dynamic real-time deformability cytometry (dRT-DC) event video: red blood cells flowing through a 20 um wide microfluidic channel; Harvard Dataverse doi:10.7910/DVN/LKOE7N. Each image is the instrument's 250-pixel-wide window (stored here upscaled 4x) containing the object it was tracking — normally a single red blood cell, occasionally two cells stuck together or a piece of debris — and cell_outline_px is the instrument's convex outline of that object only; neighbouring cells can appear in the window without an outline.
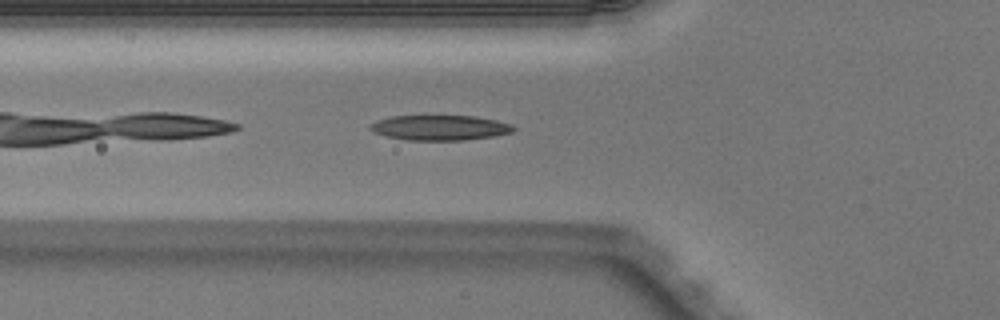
{"species": "Egyptian fruit bat (a non-hibernating species)", "species_latin": "Rousettus aegyptiacus", "temperature_condition": "warm", "stored_images_in_passage": 21, "camera_frame_rate_fps": 3000, "um_per_image_px": 0.085, "animal": {"sex": "male"}, "frame": {"image": 1, "passage_image": 2, "time_ms": 0.333, "image_size_px": [1000, 320], "cell_outline_px": [[516, 128], [512, 132], [492, 136], [464, 140], [408, 140], [388, 136], [372, 132], [368, 128], [368, 124], [376, 120], [392, 116], [476, 116], [496, 120], [512, 124]], "centroid_in_image_um": [37.36, 10.85], "position_along_channel_um": 88.4, "area_um2": 20.98}}
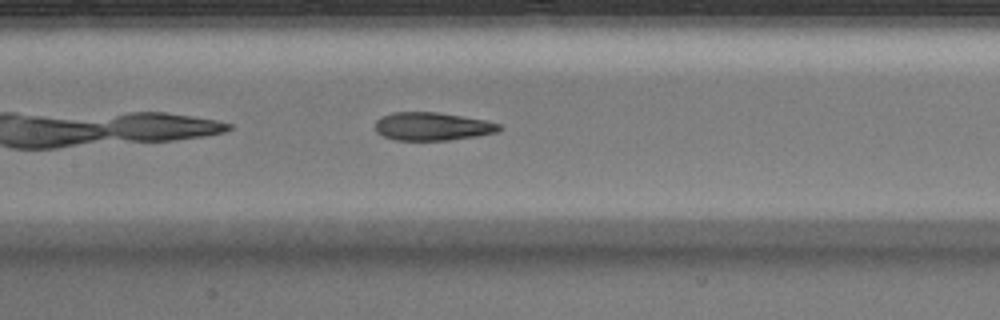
{"frame": {"image": 2, "passage_image": 8, "time_ms": 2.333, "image_size_px": [1000, 320], "cell_outline_px": [[504, 128], [500, 132], [476, 136], [448, 140], [396, 140], [384, 136], [376, 132], [376, 120], [380, 116], [392, 112], [436, 112], [484, 120], [500, 124]], "centroid_in_image_um": [36.76, 10.74], "position_along_channel_um": 170.6, "area_um2": 20.35}}
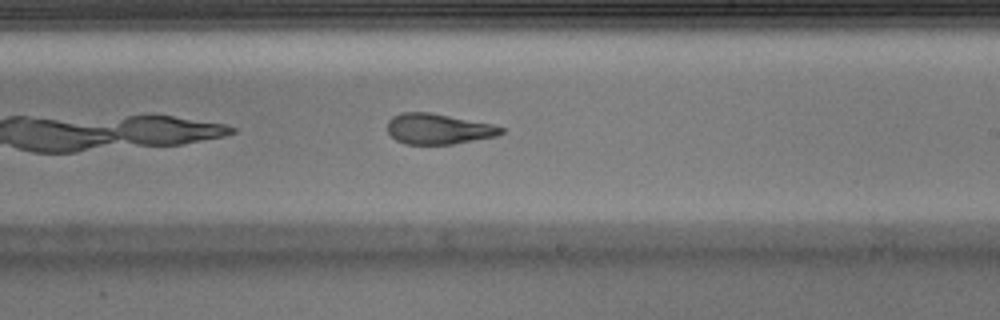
{"frame": {"image": 3, "passage_image": 14, "time_ms": 4.333, "image_size_px": [1000, 320], "cell_outline_px": [[504, 132], [500, 136], [452, 144], [404, 144], [396, 140], [388, 132], [388, 120], [392, 116], [400, 112], [428, 112], [492, 124], [504, 128]], "centroid_in_image_um": [37.26, 10.96], "position_along_channel_um": 251.7, "area_um2": 20.29}}